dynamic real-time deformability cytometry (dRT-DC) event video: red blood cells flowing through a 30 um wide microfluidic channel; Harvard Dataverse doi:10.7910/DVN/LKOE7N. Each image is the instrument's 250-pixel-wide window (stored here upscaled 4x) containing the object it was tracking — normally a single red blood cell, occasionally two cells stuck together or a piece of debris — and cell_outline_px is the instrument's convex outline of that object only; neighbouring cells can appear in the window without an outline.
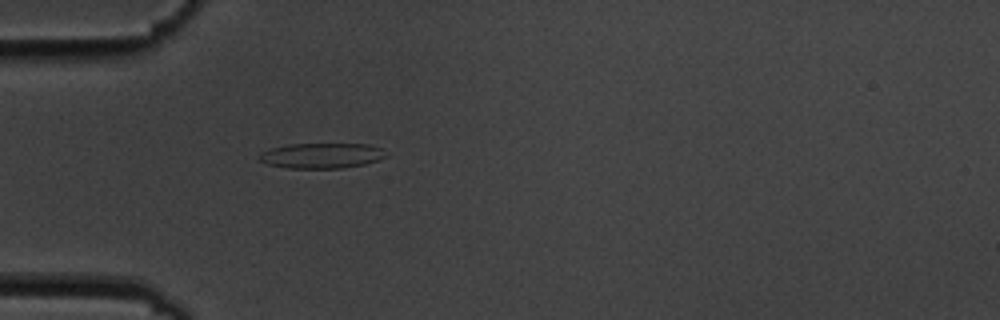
{"species": "common noctule bat (a hibernating species)", "species_latin": "Nyctalus noctula", "temperature_condition": "cold", "stored_images_in_passage": 40, "camera_frame_rate_fps": 3000, "um_per_image_px": 0.085, "animal": {"sex": "male", "body_mass_g": 19.5, "forearm_length_mm": 54.6}, "frame": {"image": 1, "passage_image": 1, "time_ms": 0.0, "image_size_px": [1000, 320], "cell_outline_px": [[388, 156], [380, 160], [364, 164], [344, 168], [288, 168], [268, 164], [256, 160], [256, 156], [260, 152], [268, 148], [288, 144], [368, 144], [380, 148]], "centroid_in_image_um": [27.27, 13.23], "position_along_channel_um": 57.7, "area_um2": 18.96}}
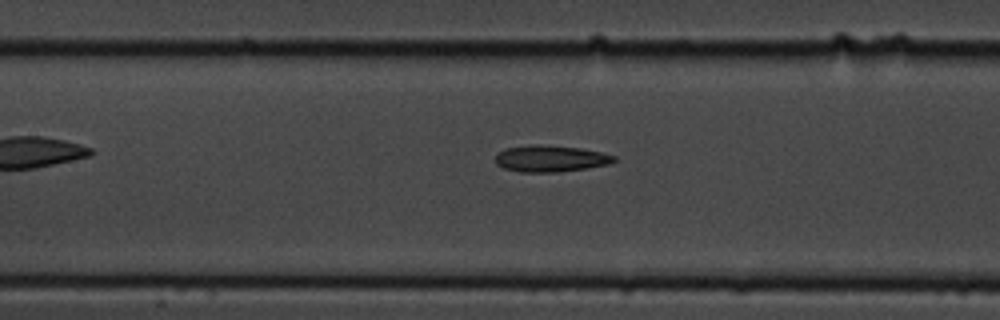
{"frame": {"image": 2, "passage_image": 10, "time_ms": 3.0, "image_size_px": [1000, 320], "cell_outline_px": [[616, 160], [608, 164], [588, 168], [556, 172], [520, 172], [504, 168], [496, 164], [496, 156], [504, 148], [536, 144], [580, 148], [600, 152], [616, 156]], "centroid_in_image_um": [46.79, 13.48], "position_along_channel_um": 160.6, "area_um2": 18.21}}
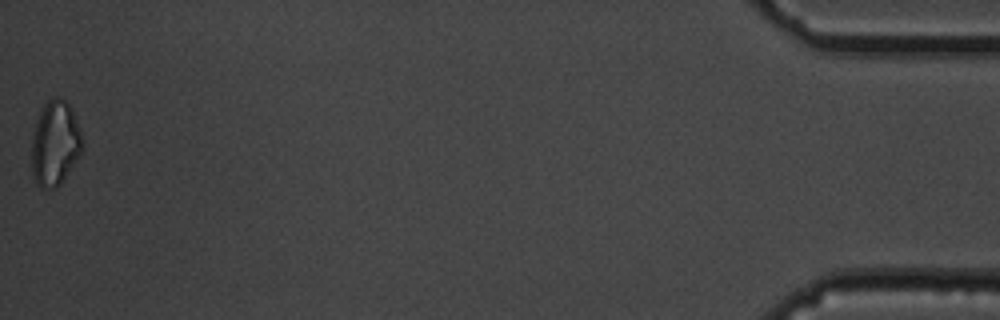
{"frame": {"image": 3, "passage_image": 40, "time_ms": 13.0, "image_size_px": [1000, 320], "cell_outline_px": [[84, 148], [80, 156], [60, 184], [56, 188], [40, 188], [36, 184], [32, 172], [32, 136], [40, 108], [48, 100], [56, 96], [60, 96], [72, 108], [80, 128], [84, 144]], "centroid_in_image_um": [4.7, 12.17], "position_along_channel_um": 430.5, "area_um2": 25.49}, "authors_computed_cell_mechanics": {"area_um2": 18.496, "velocity_mm_per_s": 3.6117, "shape_relaxation_time_tau1_ms": 9.6679, "shape_relaxation_time_tau2_ms": 7.6937, "deformation_change_tau1": 0.1991, "deformation_change_tau2": 0.1923}}